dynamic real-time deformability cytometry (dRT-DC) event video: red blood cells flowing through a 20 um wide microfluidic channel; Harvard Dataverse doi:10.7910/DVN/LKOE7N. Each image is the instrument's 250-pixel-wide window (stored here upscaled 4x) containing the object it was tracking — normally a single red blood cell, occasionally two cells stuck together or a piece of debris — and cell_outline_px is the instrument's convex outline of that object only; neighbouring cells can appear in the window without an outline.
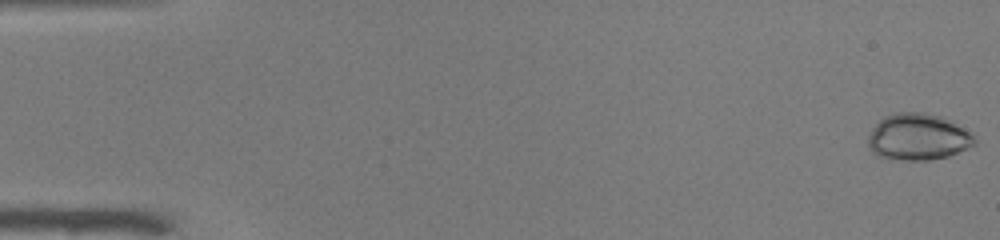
{"species": "common noctule bat (a hibernating species)", "species_latin": "Nyctalus noctula", "temperature_condition": "warm", "stored_images_in_passage": 51, "camera_frame_rate_fps": 3000, "um_per_image_px": 0.085, "animal": {"sex": "male", "body_mass_g": 19.0, "forearm_length_mm": 50.8}, "frame": {"image": 1, "passage_image": 1, "time_ms": 0.0, "image_size_px": [1000, 240], "cell_outline_px": [[976, 144], [948, 156], [928, 160], [904, 160], [880, 156], [872, 152], [868, 148], [868, 136], [872, 128], [884, 116], [896, 112], [924, 112], [940, 116], [952, 120], [968, 132], [976, 140]], "centroid_in_image_um": [78.01, 11.63], "position_along_channel_um": 7.0, "area_um2": 28.78}}
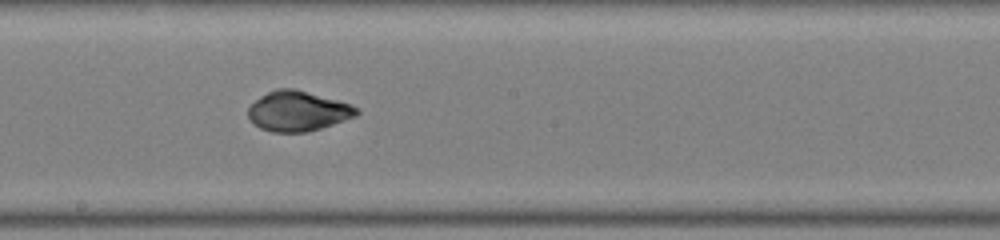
{"frame": {"image": 2, "passage_image": 29, "time_ms": 9.333, "image_size_px": [1000, 240], "cell_outline_px": [[360, 112], [356, 116], [308, 132], [272, 132], [260, 128], [248, 116], [248, 108], [260, 96], [276, 88], [296, 88], [352, 104], [360, 108]], "centroid_in_image_um": [25.35, 9.43], "position_along_channel_um": 222.9, "area_um2": 25.32}}
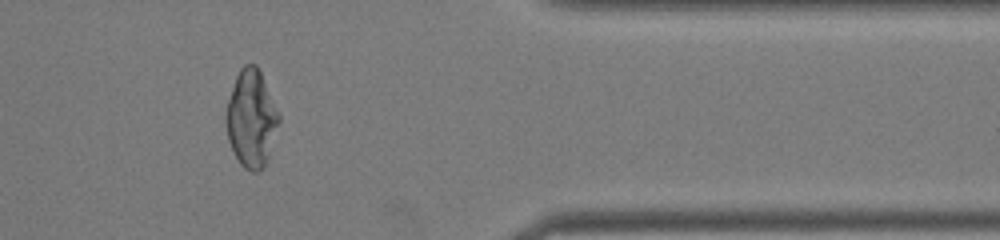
{"frame": {"image": 3, "passage_image": 43, "time_ms": 14.0, "image_size_px": [1000, 240], "cell_outline_px": [[280, 120], [264, 168], [256, 172], [252, 172], [244, 168], [240, 164], [228, 140], [224, 116], [228, 100], [236, 76], [240, 68], [244, 64], [256, 64], [260, 72], [280, 116]], "centroid_in_image_um": [21.34, 10.09], "position_along_channel_um": 390.1, "area_um2": 29.65}, "authors_computed_cell_mechanics": {"area_um2": 26.1834, "velocity_mm_per_s": 3.9691, "shape_relaxation_time_tau1_ms": 7.3601, "shape_relaxation_time_tau2_ms": 0.6865, "deformation_change_tau1": 0.2551, "deformation_change_tau2": 0.0347}}